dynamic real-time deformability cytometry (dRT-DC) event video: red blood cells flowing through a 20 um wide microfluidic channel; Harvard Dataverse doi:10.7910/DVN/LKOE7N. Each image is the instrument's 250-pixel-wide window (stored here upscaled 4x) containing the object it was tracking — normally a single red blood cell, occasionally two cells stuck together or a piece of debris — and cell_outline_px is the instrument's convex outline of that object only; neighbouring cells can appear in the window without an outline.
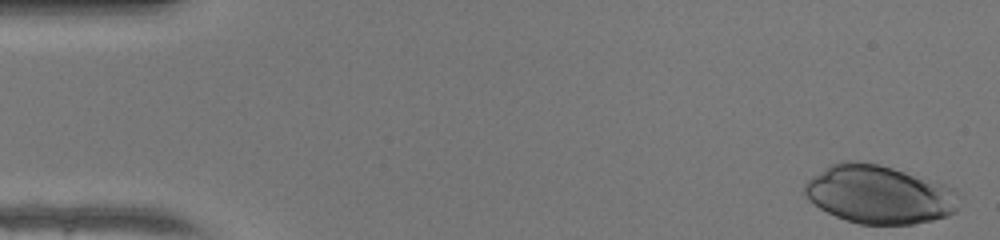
{"species": "human", "species_latin": "Homo sapiens", "temperature_condition": "warm", "stored_images_in_passage": 48, "camera_frame_rate_fps": 3000, "um_per_image_px": 0.085, "donor": {"sex": "female"}, "frame": {"image": 1, "passage_image": 1, "time_ms": 0.0, "image_size_px": [1000, 240], "cell_outline_px": [[956, 212], [948, 216], [932, 220], [912, 224], [860, 224], [836, 216], [820, 208], [808, 200], [804, 192], [804, 184], [812, 176], [824, 168], [840, 160], [856, 160], [880, 164], [944, 184], [956, 188]], "centroid_in_image_um": [74.7, 16.52], "position_along_channel_um": 10.3, "area_um2": 52.37}}
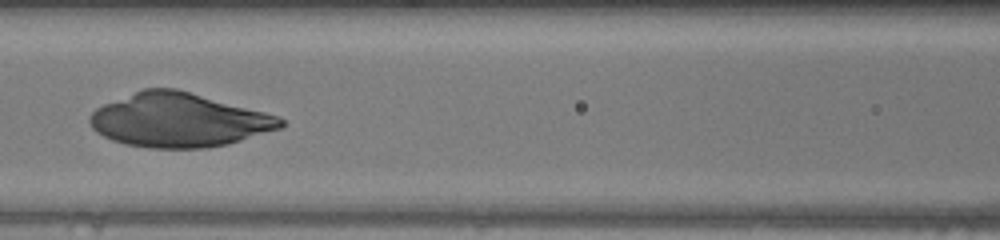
{"frame": {"image": 2, "passage_image": 21, "time_ms": 6.667, "image_size_px": [1000, 240], "cell_outline_px": [[284, 124], [280, 128], [228, 144], [208, 148], [148, 148], [124, 144], [112, 140], [96, 132], [92, 128], [88, 120], [88, 116], [96, 108], [104, 104], [140, 88], [176, 88], [280, 116], [284, 120]], "centroid_in_image_um": [15.16, 10.2], "position_along_channel_um": 151.4, "area_um2": 60.17}}
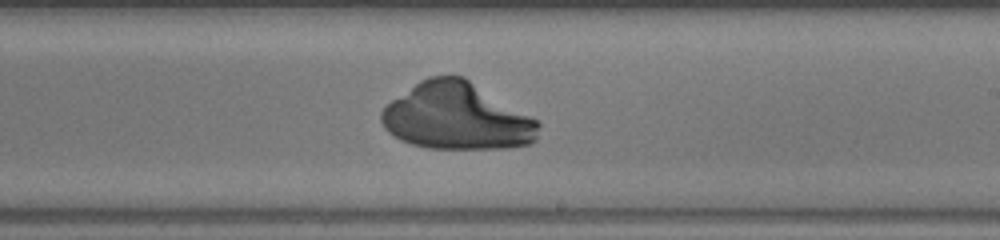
{"frame": {"image": 3, "passage_image": 28, "time_ms": 9.0, "image_size_px": [1000, 240], "cell_outline_px": [[540, 124], [536, 140], [528, 144], [508, 148], [428, 148], [412, 144], [400, 140], [388, 132], [384, 128], [380, 120], [380, 112], [392, 100], [420, 80], [428, 76], [464, 76], [540, 120]], "centroid_in_image_um": [38.85, 9.9], "position_along_channel_um": 250.1, "area_um2": 61.5}}